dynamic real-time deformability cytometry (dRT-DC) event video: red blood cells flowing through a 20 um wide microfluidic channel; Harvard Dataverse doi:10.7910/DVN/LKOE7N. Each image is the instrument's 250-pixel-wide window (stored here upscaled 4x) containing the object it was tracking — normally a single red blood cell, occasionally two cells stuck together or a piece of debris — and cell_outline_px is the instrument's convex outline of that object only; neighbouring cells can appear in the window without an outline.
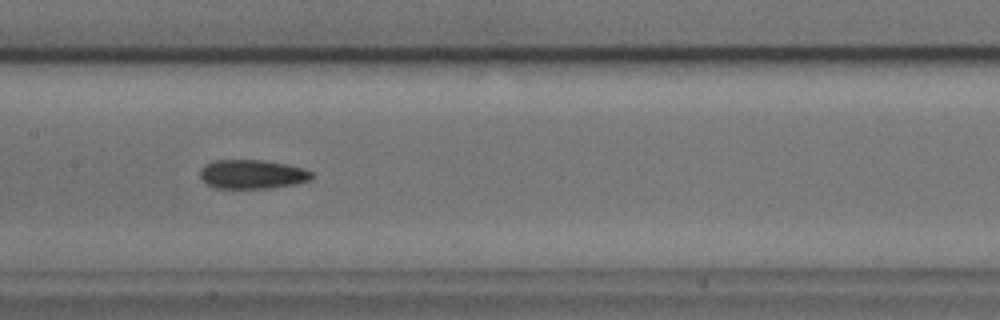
{"species": "common noctule bat (a hibernating species)", "species_latin": "Nyctalus noctula", "temperature_condition": "cold", "stored_images_in_passage": 53, "camera_frame_rate_fps": 3000, "um_per_image_px": 0.085, "animal": {"sex": "male", "body_mass_g": 17.9, "forearm_length_mm": 54.2}, "frame": {"image": 1, "passage_image": 25, "time_ms": 8.0, "image_size_px": [1000, 320], "cell_outline_px": [[316, 176], [312, 180], [296, 184], [272, 188], [216, 188], [200, 180], [200, 168], [204, 164], [216, 160], [264, 160], [304, 168], [312, 172]], "centroid_in_image_um": [21.46, 14.81], "position_along_channel_um": 185.9, "area_um2": 19.19}}
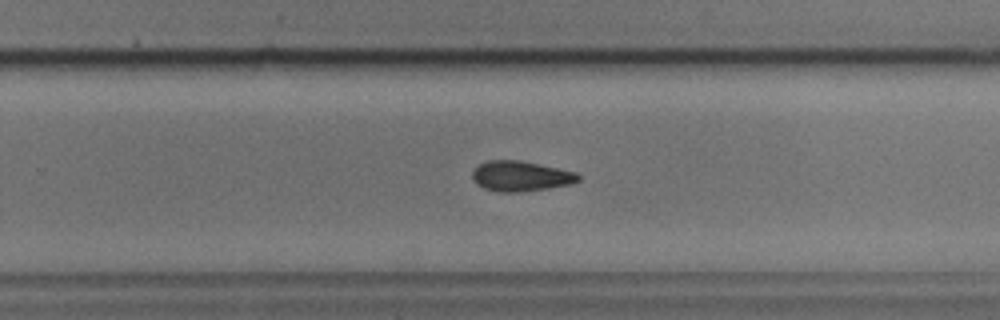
{"frame": {"image": 2, "passage_image": 33, "time_ms": 10.667, "image_size_px": [1000, 320], "cell_outline_px": [[580, 180], [572, 184], [548, 188], [520, 192], [500, 192], [484, 188], [476, 184], [472, 176], [472, 172], [480, 164], [488, 160], [520, 160], [576, 172], [580, 176]], "centroid_in_image_um": [44.27, 14.97], "position_along_channel_um": 285.5, "area_um2": 18.61}}
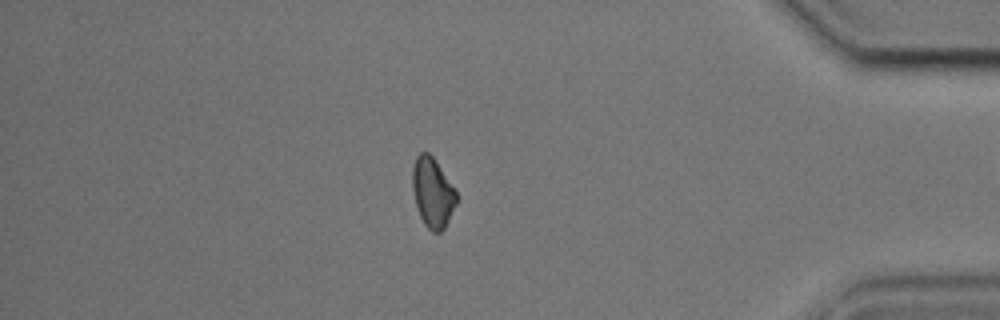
{"frame": {"image": 3, "passage_image": 45, "time_ms": 14.667, "image_size_px": [1000, 320], "cell_outline_px": [[456, 204], [444, 228], [440, 232], [432, 232], [424, 224], [416, 208], [412, 188], [412, 168], [416, 156], [420, 152], [428, 152], [432, 156], [456, 192]], "centroid_in_image_um": [36.73, 16.37], "position_along_channel_um": 398.5, "area_um2": 17.63}, "authors_computed_cell_mechanics": {"area_um2": 18.7272, "velocity_mm_per_s": 3.7509, "shape_relaxation_time_tau1_ms": null, "shape_relaxation_time_tau2_ms": 8.7291, "deformation_change_tau1": null, "deformation_change_tau2": 0.1563}}